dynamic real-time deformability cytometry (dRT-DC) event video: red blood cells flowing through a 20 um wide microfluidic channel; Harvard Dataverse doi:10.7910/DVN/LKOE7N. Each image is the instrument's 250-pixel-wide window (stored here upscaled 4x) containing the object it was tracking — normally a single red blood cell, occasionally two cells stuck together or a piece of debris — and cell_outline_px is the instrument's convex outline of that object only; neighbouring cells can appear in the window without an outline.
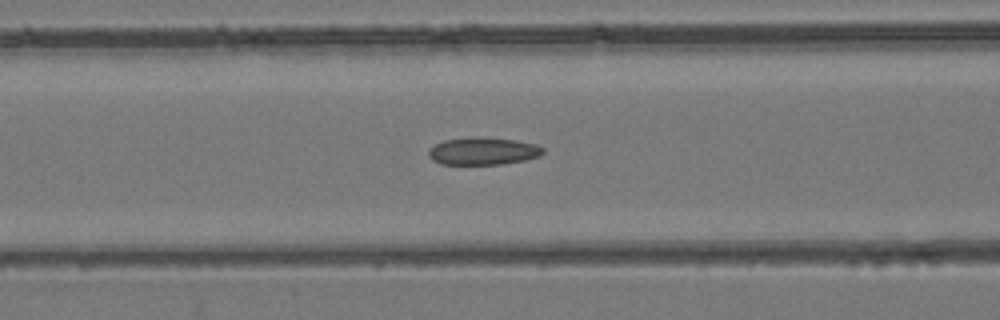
{"species": "common noctule bat (a hibernating species)", "species_latin": "Nyctalus noctula", "temperature_condition": "room temperature", "stored_images_in_passage": 48, "camera_frame_rate_fps": 3000, "um_per_image_px": 0.085, "animal": {"sex": "female", "body_mass_g": 24.6, "forearm_length_mm": 56.2}, "frame": {"image": 1, "passage_image": 20, "time_ms": 6.333, "image_size_px": [1000, 320], "cell_outline_px": [[544, 152], [540, 156], [524, 160], [500, 164], [440, 164], [432, 160], [428, 156], [428, 148], [432, 144], [444, 140], [472, 136], [476, 136], [516, 140], [536, 144], [544, 148]], "centroid_in_image_um": [41.01, 12.83], "position_along_channel_um": 125.6, "area_um2": 18.61}}
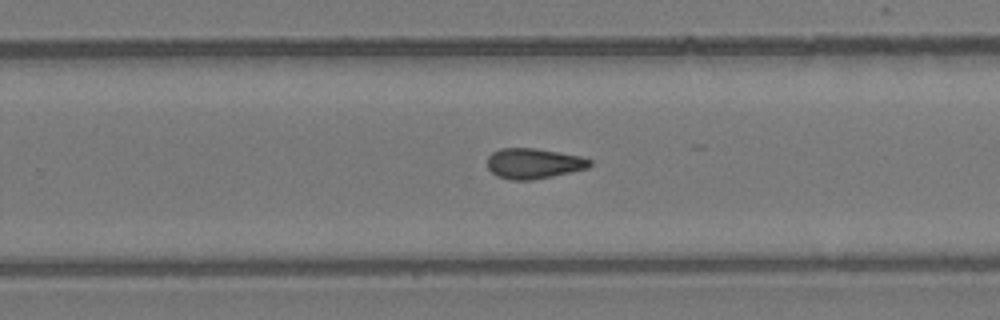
{"frame": {"image": 2, "passage_image": 31, "time_ms": 10.0, "image_size_px": [1000, 320], "cell_outline_px": [[592, 164], [588, 168], [572, 172], [532, 180], [512, 180], [496, 176], [488, 168], [488, 156], [492, 152], [500, 148], [532, 148], [580, 156], [592, 160]], "centroid_in_image_um": [45.35, 13.9], "position_along_channel_um": 284.4, "area_um2": 18.09}}
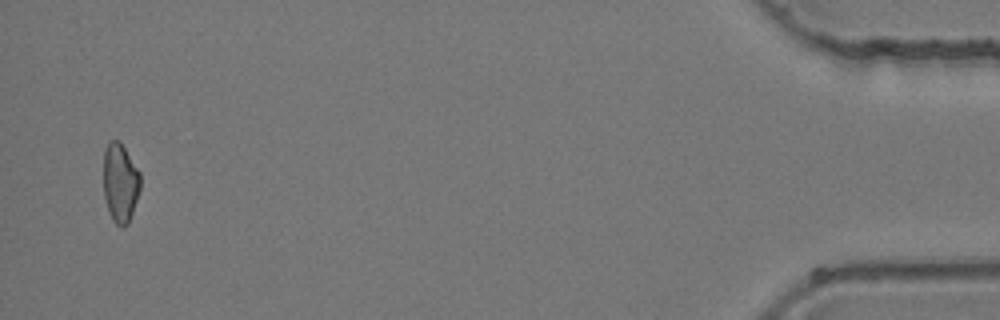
{"frame": {"image": 3, "passage_image": 47, "time_ms": 15.333, "image_size_px": [1000, 320], "cell_outline_px": [[140, 188], [128, 224], [124, 228], [120, 228], [112, 220], [108, 212], [104, 196], [104, 148], [112, 140], [120, 140], [140, 172]], "centroid_in_image_um": [10.21, 15.55], "position_along_channel_um": 425.0, "area_um2": 17.11}}